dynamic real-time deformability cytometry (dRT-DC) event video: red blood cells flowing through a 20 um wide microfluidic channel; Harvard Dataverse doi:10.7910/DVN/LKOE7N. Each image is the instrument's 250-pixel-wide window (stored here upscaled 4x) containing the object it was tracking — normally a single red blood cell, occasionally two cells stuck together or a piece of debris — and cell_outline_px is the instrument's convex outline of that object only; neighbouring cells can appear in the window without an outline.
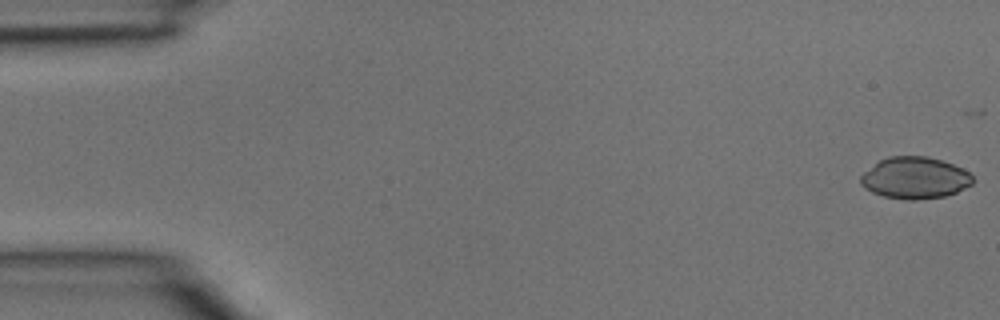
{"species": "common noctule bat (a hibernating species)", "species_latin": "Nyctalus noctula", "temperature_condition": "room temperature", "stored_images_in_passage": 4, "camera_frame_rate_fps": 3000, "um_per_image_px": 0.085, "animal": {"sex": "male", "body_mass_g": 15.6}, "frame": {"image": 1, "passage_image": 1, "time_ms": 0.0, "image_size_px": [1000, 320], "cell_outline_px": [[972, 184], [956, 192], [944, 196], [916, 200], [908, 200], [884, 196], [872, 192], [864, 188], [860, 184], [860, 176], [864, 172], [880, 160], [888, 156], [928, 156], [952, 164], [968, 172], [972, 176]], "centroid_in_image_um": [77.73, 15.12], "position_along_channel_um": 7.3, "area_um2": 27.05}}
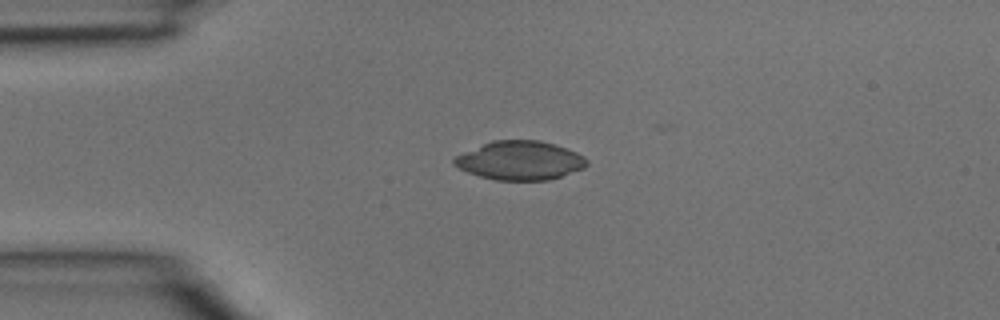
{"frame": {"image": 2, "passage_image": 3, "time_ms": 0.667, "image_size_px": [1000, 320], "cell_outline_px": [[588, 164], [584, 168], [548, 180], [496, 180], [480, 176], [468, 172], [452, 164], [452, 160], [456, 156], [464, 152], [492, 140], [540, 140], [556, 144], [576, 152], [584, 156], [588, 160]], "centroid_in_image_um": [44.21, 13.63], "position_along_channel_um": 40.8, "area_um2": 29.94}}